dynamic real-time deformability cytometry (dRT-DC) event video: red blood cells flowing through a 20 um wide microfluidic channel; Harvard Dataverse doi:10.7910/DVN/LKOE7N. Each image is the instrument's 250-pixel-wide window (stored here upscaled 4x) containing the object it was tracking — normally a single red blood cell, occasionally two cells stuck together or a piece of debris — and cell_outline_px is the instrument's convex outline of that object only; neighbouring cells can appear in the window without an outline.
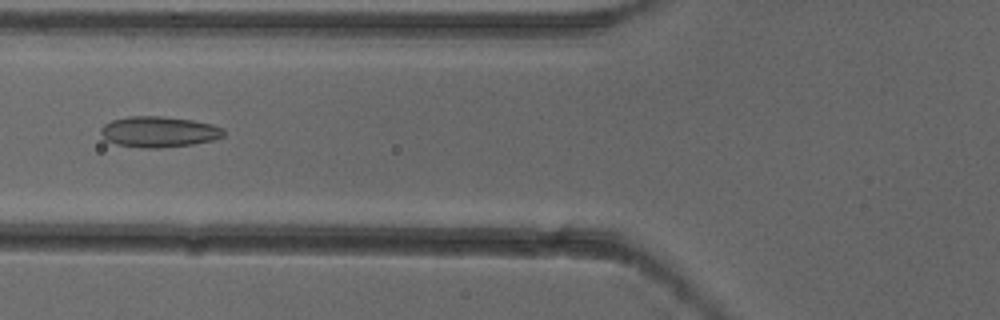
{"species": "common noctule bat (a hibernating species)", "species_latin": "Nyctalus noctula", "temperature_condition": "cold", "stored_images_in_passage": 4, "camera_frame_rate_fps": 3000, "um_per_image_px": 0.085, "animal": {"sex": "female"}, "frame": {"image": 1, "passage_image": 3, "time_ms": 0.667, "image_size_px": [1000, 320], "cell_outline_px": [[224, 136], [212, 140], [192, 144], [160, 148], [144, 148], [116, 144], [104, 140], [100, 132], [100, 128], [104, 124], [112, 120], [128, 116], [164, 116], [192, 120], [212, 124], [224, 128]], "centroid_in_image_um": [13.48, 11.2], "position_along_channel_um": 112.3, "area_um2": 22.2}}
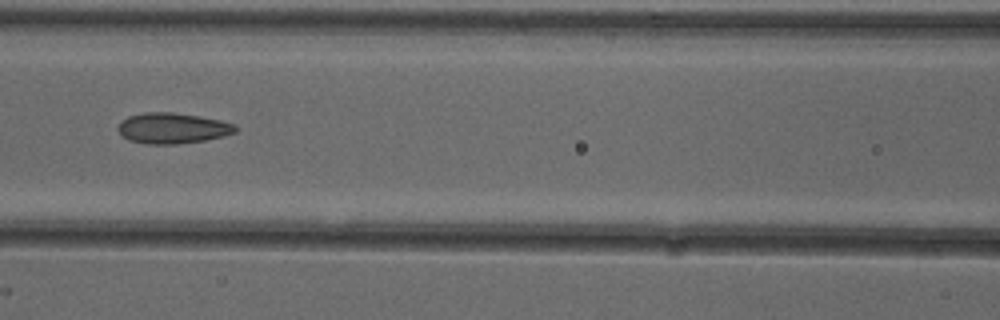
{"frame": {"image": 2, "passage_image": 4, "time_ms": 1.0, "image_size_px": [1000, 320], "cell_outline_px": [[236, 132], [224, 136], [204, 140], [176, 144], [148, 144], [128, 140], [116, 128], [120, 120], [128, 116], [144, 112], [172, 112], [200, 116], [220, 120], [236, 124]], "centroid_in_image_um": [14.65, 10.88], "position_along_channel_um": 152.0, "area_um2": 21.1}}